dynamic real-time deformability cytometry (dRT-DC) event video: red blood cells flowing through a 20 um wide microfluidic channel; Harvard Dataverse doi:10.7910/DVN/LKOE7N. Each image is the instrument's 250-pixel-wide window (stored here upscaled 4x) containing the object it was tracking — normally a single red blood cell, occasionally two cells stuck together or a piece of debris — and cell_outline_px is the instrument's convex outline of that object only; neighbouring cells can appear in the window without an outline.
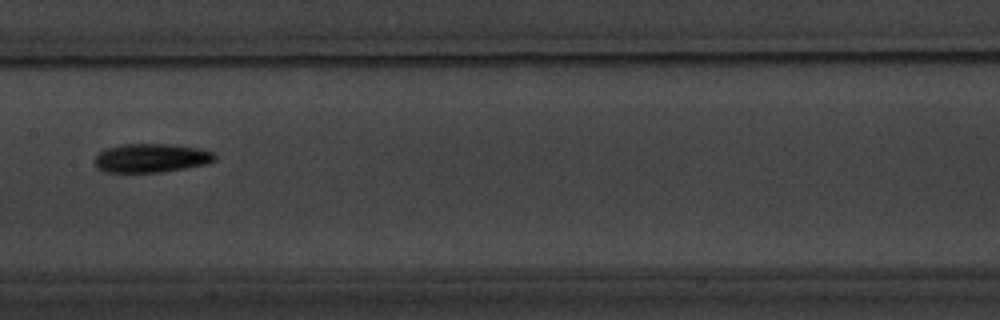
{"species": "common noctule bat (a hibernating species)", "species_latin": "Nyctalus noctula", "temperature_condition": "warm", "stored_images_in_passage": 9, "camera_frame_rate_fps": 3000, "um_per_image_px": 0.085, "animal": {"sex": "male", "body_mass_g": 20.1, "forearm_length_mm": 53.5}, "frame": {"image": 1, "passage_image": 9, "time_ms": 9.667, "image_size_px": [1000, 320], "cell_outline_px": [[216, 160], [208, 164], [160, 172], [104, 172], [96, 168], [96, 156], [100, 152], [108, 148], [120, 144], [168, 144], [200, 148], [216, 152]], "centroid_in_image_um": [12.9, 13.43], "position_along_channel_um": 194.5, "area_um2": 20.23}}